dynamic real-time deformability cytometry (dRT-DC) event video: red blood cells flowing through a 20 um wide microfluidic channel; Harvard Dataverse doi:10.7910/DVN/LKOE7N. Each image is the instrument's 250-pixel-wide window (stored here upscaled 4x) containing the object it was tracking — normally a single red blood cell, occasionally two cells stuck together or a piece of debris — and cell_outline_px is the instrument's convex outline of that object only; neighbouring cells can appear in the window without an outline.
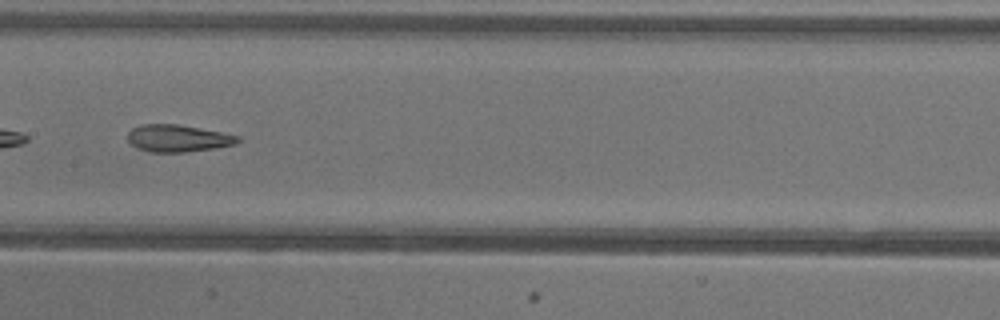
{"species": "common noctule bat (a hibernating species)", "species_latin": "Nyctalus noctula", "temperature_condition": "warm", "stored_images_in_passage": 35, "camera_frame_rate_fps": 3000, "um_per_image_px": 0.085, "animal": {"sex": "female"}, "frame": {"image": 1, "passage_image": 11, "time_ms": 3.333, "image_size_px": [1000, 320], "cell_outline_px": [[240, 140], [236, 144], [212, 148], [184, 152], [148, 152], [136, 148], [128, 140], [128, 132], [132, 128], [140, 124], [176, 124], [220, 132], [240, 136]], "centroid_in_image_um": [15.08, 11.75], "position_along_channel_um": 192.3, "area_um2": 17.28}}
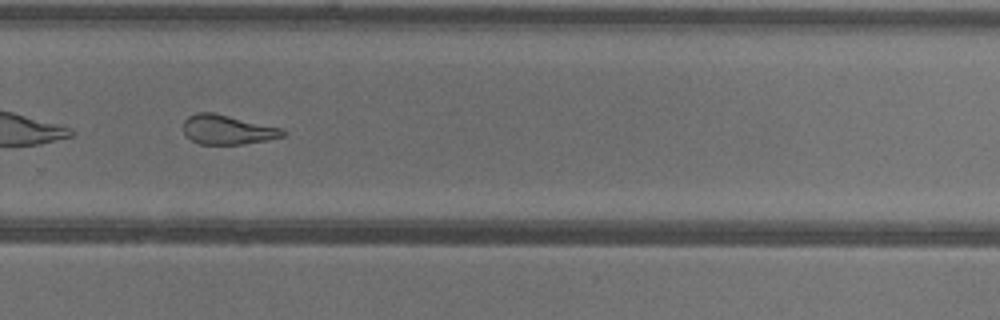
{"frame": {"image": 2, "passage_image": 20, "time_ms": 6.333, "image_size_px": [1000, 320], "cell_outline_px": [[288, 132], [284, 136], [268, 140], [244, 144], [200, 144], [184, 136], [184, 120], [188, 116], [196, 112], [212, 112], [284, 128]], "centroid_in_image_um": [19.36, 11.02], "position_along_channel_um": 310.4, "area_um2": 17.28}}